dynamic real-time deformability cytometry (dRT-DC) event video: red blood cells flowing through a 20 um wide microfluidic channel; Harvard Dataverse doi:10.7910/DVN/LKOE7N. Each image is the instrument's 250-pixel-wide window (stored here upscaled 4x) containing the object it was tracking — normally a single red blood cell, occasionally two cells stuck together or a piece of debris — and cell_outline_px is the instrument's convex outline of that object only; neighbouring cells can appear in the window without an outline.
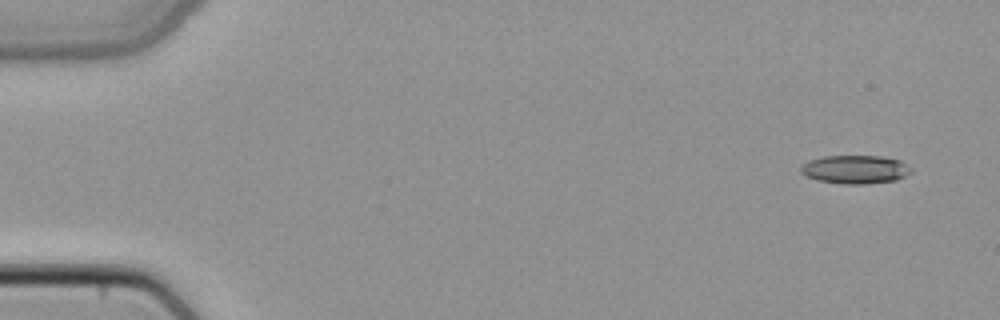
{"species": "common noctule bat (a hibernating species)", "species_latin": "Nyctalus noctula", "temperature_condition": "cold", "stored_images_in_passage": 5, "camera_frame_rate_fps": 3000, "um_per_image_px": 0.085, "animal": {"sex": "female", "body_mass_g": 22.7, "forearm_length_mm": 54.2}, "frame": {"image": 1, "passage_image": 1, "time_ms": 0.0, "image_size_px": [1000, 320], "cell_outline_px": [[912, 172], [896, 180], [864, 184], [844, 184], [816, 180], [804, 176], [800, 172], [800, 168], [808, 160], [824, 156], [880, 156], [900, 160], [912, 168]], "centroid_in_image_um": [72.67, 14.4], "position_along_channel_um": 12.3, "area_um2": 18.38}}
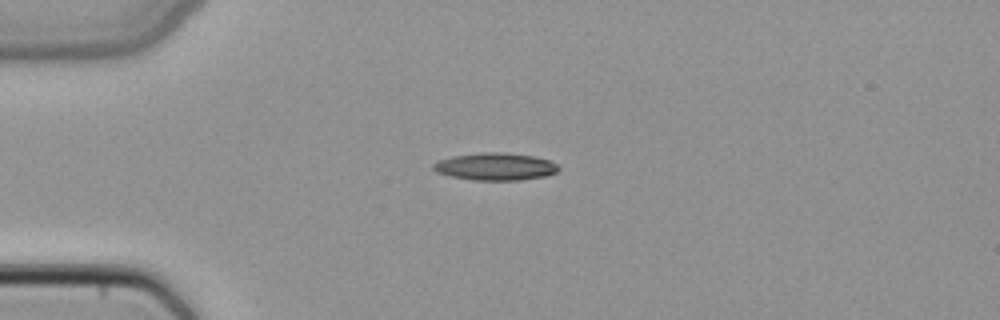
{"frame": {"image": 2, "passage_image": 3, "time_ms": 0.667, "image_size_px": [1000, 320], "cell_outline_px": [[560, 168], [556, 172], [544, 176], [520, 180], [472, 180], [452, 176], [436, 172], [432, 168], [432, 164], [436, 160], [452, 156], [484, 152], [504, 152], [532, 156], [548, 160], [556, 164]], "centroid_in_image_um": [42.06, 14.15], "position_along_channel_um": 42.9, "area_um2": 19.94}}
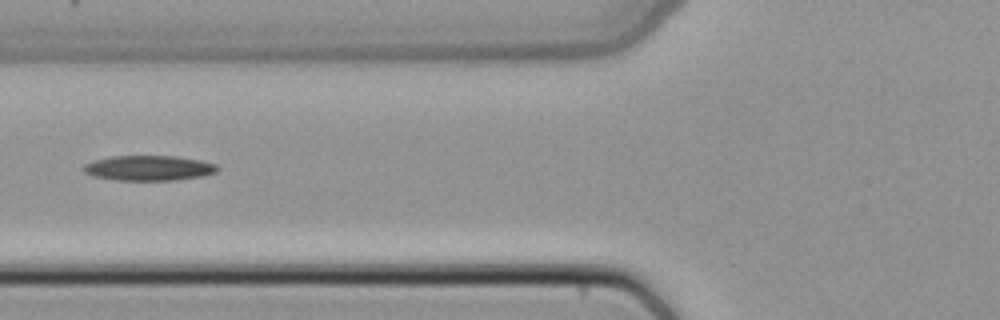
{"frame": {"image": 3, "passage_image": 5, "time_ms": 1.333, "image_size_px": [1000, 320], "cell_outline_px": [[220, 168], [216, 172], [204, 176], [176, 180], [116, 180], [92, 176], [84, 172], [80, 168], [84, 164], [92, 160], [112, 156], [176, 156], [200, 160], [216, 164]], "centroid_in_image_um": [12.62, 14.28], "position_along_channel_um": 113.2, "area_um2": 19.83}}